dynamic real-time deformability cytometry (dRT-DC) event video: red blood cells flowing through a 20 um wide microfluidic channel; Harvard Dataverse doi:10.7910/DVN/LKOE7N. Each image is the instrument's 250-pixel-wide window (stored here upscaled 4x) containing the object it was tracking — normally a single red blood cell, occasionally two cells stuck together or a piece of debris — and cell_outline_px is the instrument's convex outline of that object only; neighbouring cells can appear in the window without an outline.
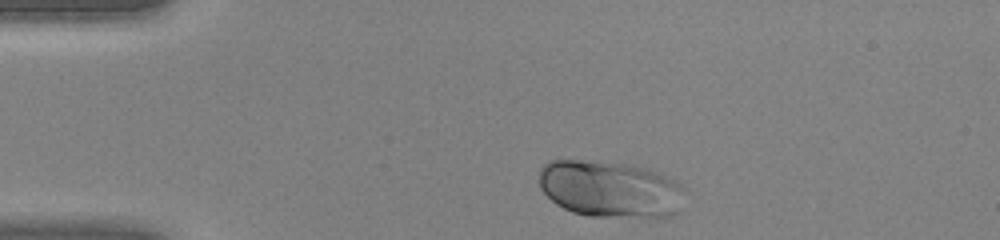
{"species": "human", "species_latin": "Homo sapiens", "temperature_condition": "warm", "stored_images_in_passage": 37, "camera_frame_rate_fps": 3000, "um_per_image_px": 0.085, "donor": {"sex": "female"}, "frame": {"image": 1, "passage_image": 1, "time_ms": 0.0, "image_size_px": [1000, 240], "cell_outline_px": [[684, 188], [676, 212], [668, 216], [588, 216], [572, 212], [556, 204], [540, 188], [540, 168], [548, 160], [580, 160], [624, 164], [648, 168], [660, 172], [676, 180]], "centroid_in_image_um": [51.82, 16.05], "position_along_channel_um": 33.2, "area_um2": 47.74}}
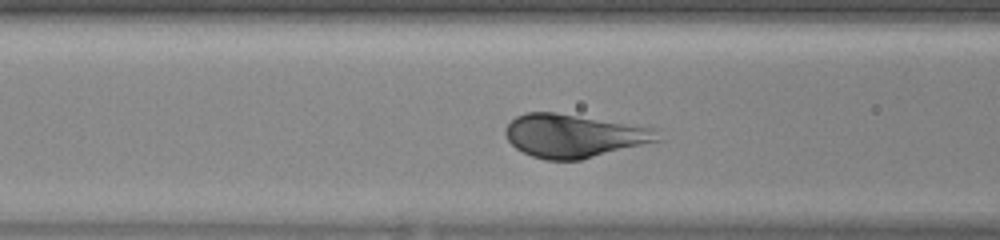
{"frame": {"image": 2, "passage_image": 10, "time_ms": 3.0, "image_size_px": [1000, 240], "cell_outline_px": [[664, 140], [580, 160], [544, 160], [532, 156], [516, 148], [504, 136], [504, 128], [516, 116], [528, 112], [556, 112], [656, 128]], "centroid_in_image_um": [48.81, 11.55], "position_along_channel_um": 117.8, "area_um2": 38.67}}
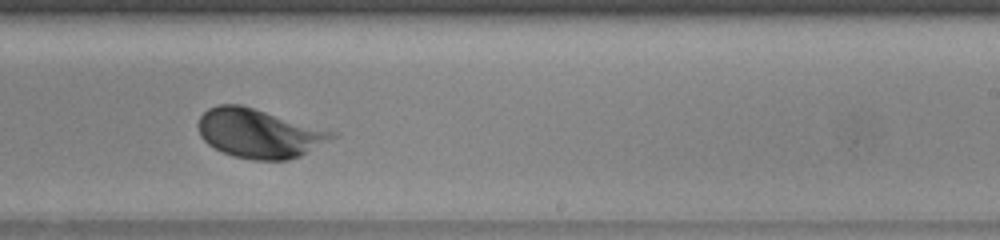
{"frame": {"image": 3, "passage_image": 20, "time_ms": 6.333, "image_size_px": [1000, 240], "cell_outline_px": [[340, 136], [300, 156], [288, 160], [252, 160], [232, 156], [208, 144], [200, 136], [196, 124], [200, 116], [208, 108], [216, 104], [240, 104], [340, 132]], "centroid_in_image_um": [22.07, 11.33], "position_along_channel_um": 266.9, "area_um2": 38.84}}